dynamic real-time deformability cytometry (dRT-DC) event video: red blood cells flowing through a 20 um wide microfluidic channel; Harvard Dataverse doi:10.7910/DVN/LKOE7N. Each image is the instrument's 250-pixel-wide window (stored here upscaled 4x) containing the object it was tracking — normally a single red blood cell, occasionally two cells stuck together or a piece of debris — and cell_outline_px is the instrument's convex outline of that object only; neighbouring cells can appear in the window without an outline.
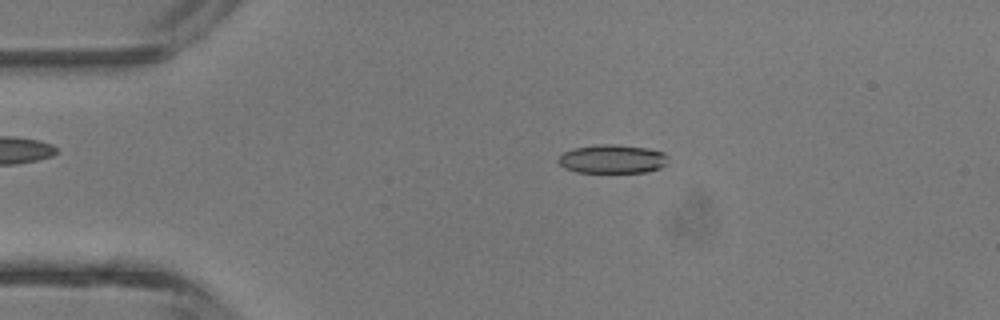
{"species": "common noctule bat (a hibernating species)", "species_latin": "Nyctalus noctula", "temperature_condition": "room temperature", "stored_images_in_passage": 3, "camera_frame_rate_fps": 3000, "um_per_image_px": 0.085, "animal": {"sex": "male", "body_mass_g": 13.3}, "frame": {"image": 1, "passage_image": 2, "time_ms": 1.333, "image_size_px": [1000, 320], "cell_outline_px": [[668, 156], [664, 164], [660, 168], [648, 172], [576, 172], [564, 168], [556, 160], [564, 152], [576, 148], [600, 144], [612, 144], [648, 148], [664, 152]], "centroid_in_image_um": [52.05, 13.52], "position_along_channel_um": 33.0, "area_um2": 18.26}}